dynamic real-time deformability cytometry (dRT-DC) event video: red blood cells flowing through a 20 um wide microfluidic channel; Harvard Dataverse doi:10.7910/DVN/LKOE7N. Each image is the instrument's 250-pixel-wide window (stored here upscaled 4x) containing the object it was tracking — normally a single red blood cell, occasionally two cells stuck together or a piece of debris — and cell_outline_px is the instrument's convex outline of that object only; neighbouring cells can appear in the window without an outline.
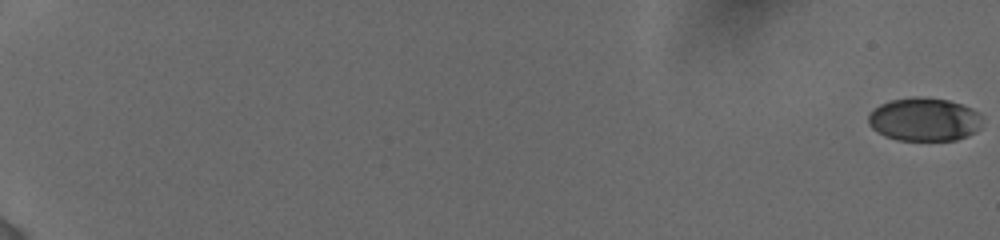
{"species": "human", "species_latin": "Homo sapiens", "temperature_condition": "cold", "stored_images_in_passage": 48, "camera_frame_rate_fps": 3000, "um_per_image_px": 0.085, "donor": {"sex": "female"}, "frame": {"image": 1, "passage_image": 1, "time_ms": 0.0, "image_size_px": [1000, 240], "cell_outline_px": [[980, 128], [976, 132], [968, 136], [956, 140], [896, 140], [884, 136], [872, 128], [868, 124], [868, 116], [880, 104], [892, 100], [916, 96], [924, 96], [948, 100], [972, 108], [980, 112]], "centroid_in_image_um": [78.57, 10.15], "position_along_channel_um": 6.4, "area_um2": 28.9}}
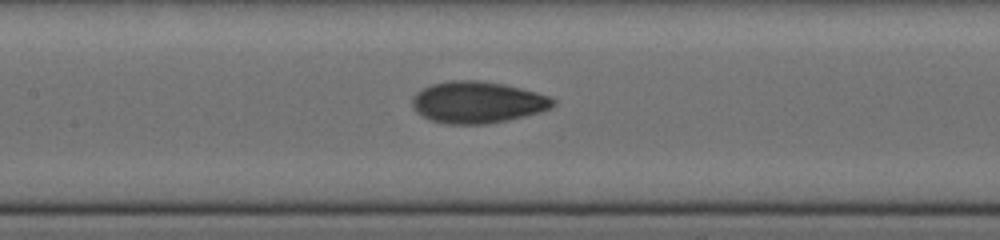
{"frame": {"image": 2, "passage_image": 26, "time_ms": 10.333, "image_size_px": [1000, 240], "cell_outline_px": [[556, 104], [540, 112], [508, 120], [484, 124], [448, 124], [432, 120], [416, 112], [412, 108], [412, 96], [416, 92], [432, 84], [448, 80], [480, 80], [504, 84], [536, 92], [548, 96], [556, 100]], "centroid_in_image_um": [40.57, 8.69], "position_along_channel_um": 166.8, "area_um2": 34.16}}
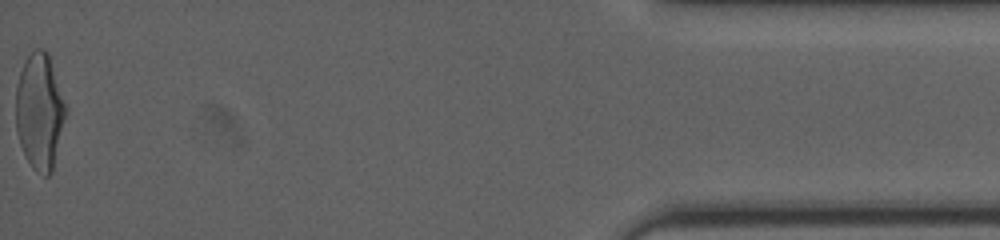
{"frame": {"image": 3, "passage_image": 48, "time_ms": 19.0, "image_size_px": [1000, 240], "cell_outline_px": [[68, 108], [52, 172], [48, 176], [44, 176], [36, 172], [32, 168], [20, 144], [16, 128], [16, 84], [24, 60], [36, 48], [44, 48], [48, 52]], "centroid_in_image_um": [3.38, 9.45], "position_along_channel_um": 431.8, "area_um2": 34.1}, "authors_computed_cell_mechanics": {"area_um2": 32.2813, "velocity_mm_per_s": 3.8958, "shape_relaxation_time_tau1_ms": 4.4001, "shape_relaxation_time_tau2_ms": 1.2513, "deformation_change_tau1": 0.1804, "deformation_change_tau2": 0.0585}}